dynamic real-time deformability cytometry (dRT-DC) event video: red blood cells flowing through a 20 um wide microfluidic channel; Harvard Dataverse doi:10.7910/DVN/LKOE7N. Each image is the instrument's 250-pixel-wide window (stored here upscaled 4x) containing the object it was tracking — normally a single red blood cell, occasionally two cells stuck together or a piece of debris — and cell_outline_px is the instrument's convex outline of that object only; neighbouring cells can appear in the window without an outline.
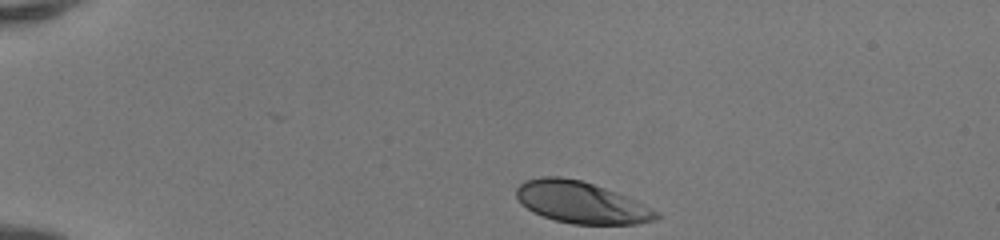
{"species": "human", "species_latin": "Homo sapiens", "temperature_condition": "room temperature", "stored_images_in_passage": 35, "camera_frame_rate_fps": 3000, "um_per_image_px": 0.085, "donor": {"sex": "female"}, "frame": {"image": 1, "passage_image": 1, "time_ms": 0.0, "image_size_px": [1000, 240], "cell_outline_px": [[660, 216], [656, 220], [636, 224], [572, 224], [556, 220], [532, 212], [520, 204], [516, 196], [516, 188], [524, 180], [540, 176], [560, 176], [580, 180], [616, 192], [636, 200], [660, 212]], "centroid_in_image_um": [49.39, 17.2], "position_along_channel_um": 35.6, "area_um2": 34.1}}
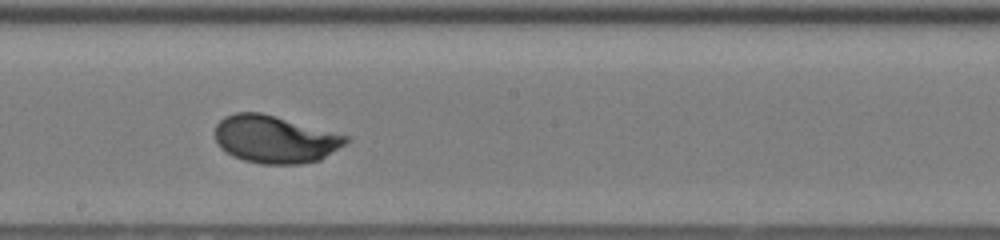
{"frame": {"image": 2, "passage_image": 20, "time_ms": 6.333, "image_size_px": [1000, 240], "cell_outline_px": [[352, 140], [320, 160], [300, 164], [260, 164], [244, 160], [232, 156], [220, 148], [216, 140], [216, 124], [224, 116], [236, 112], [260, 112], [352, 136]], "centroid_in_image_um": [23.41, 11.84], "position_along_channel_um": 224.8, "area_um2": 36.59}}
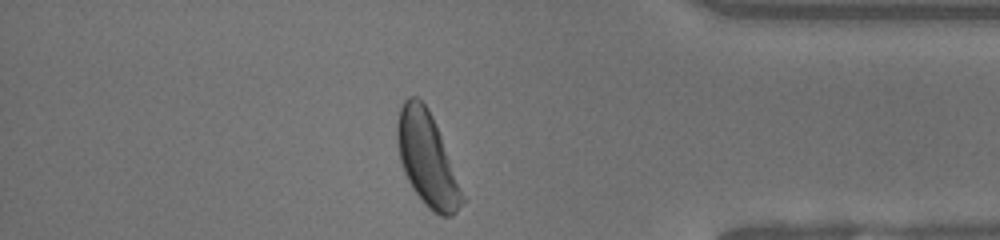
{"frame": {"image": 3, "passage_image": 34, "time_ms": 11.0, "image_size_px": [1000, 240], "cell_outline_px": [[464, 200], [456, 212], [452, 216], [440, 216], [424, 204], [412, 188], [404, 172], [400, 160], [396, 140], [396, 124], [400, 108], [404, 100], [408, 96], [416, 96], [428, 108], [432, 116], [440, 136]], "centroid_in_image_um": [36.24, 13.5], "position_along_channel_um": 399.0, "area_um2": 34.39}, "authors_computed_cell_mechanics": {"area_um2": 35.4892, "velocity_mm_per_s": 4.1296, "shape_relaxation_time_tau1_ms": 2.6294, "shape_relaxation_time_tau2_ms": null, "deformation_change_tau1": 0.1884, "deformation_change_tau2": null}}